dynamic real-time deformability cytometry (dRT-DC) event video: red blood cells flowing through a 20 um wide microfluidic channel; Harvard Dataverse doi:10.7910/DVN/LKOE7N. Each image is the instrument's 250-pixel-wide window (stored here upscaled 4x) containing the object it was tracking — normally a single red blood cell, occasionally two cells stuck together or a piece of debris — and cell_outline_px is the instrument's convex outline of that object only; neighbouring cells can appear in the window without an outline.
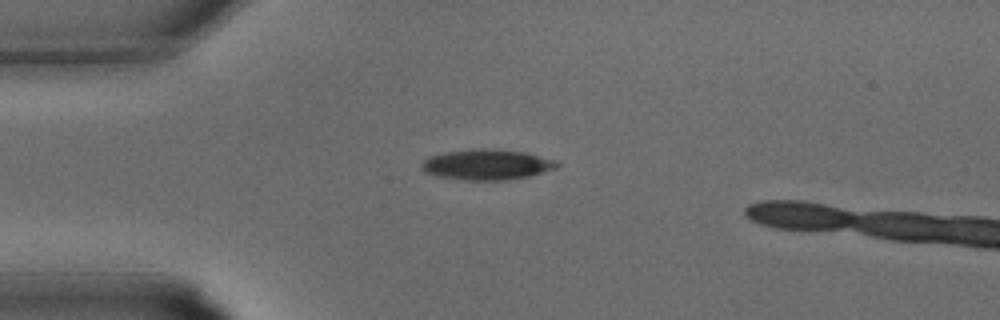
{"species": "common noctule bat (a hibernating species)", "species_latin": "Nyctalus noctula", "temperature_condition": "warm", "stored_images_in_passage": 3, "camera_frame_rate_fps": 3000, "um_per_image_px": 0.085, "animal": {"sex": "male", "body_mass_g": 15.6}, "frame": {"image": 1, "passage_image": 1, "time_ms": 0.0, "image_size_px": [1000, 320], "cell_outline_px": [[560, 168], [528, 176], [504, 180], [464, 180], [436, 176], [424, 172], [420, 168], [420, 164], [428, 156], [444, 152], [472, 148], [492, 148], [524, 152], [556, 160], [560, 164]], "centroid_in_image_um": [41.36, 13.98], "position_along_channel_um": 43.6, "area_um2": 24.45}}